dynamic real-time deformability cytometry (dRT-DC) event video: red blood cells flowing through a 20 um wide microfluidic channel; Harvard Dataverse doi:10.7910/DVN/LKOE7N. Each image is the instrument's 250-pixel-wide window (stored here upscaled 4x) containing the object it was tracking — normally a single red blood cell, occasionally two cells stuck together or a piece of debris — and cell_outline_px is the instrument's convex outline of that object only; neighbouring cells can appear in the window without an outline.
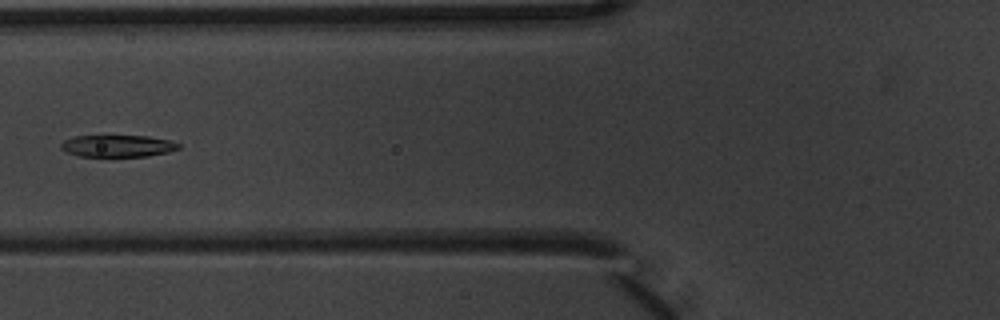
{"species": "common noctule bat (a hibernating species)", "species_latin": "Nyctalus noctula", "temperature_condition": "warm", "stored_images_in_passage": 3, "camera_frame_rate_fps": 3000, "um_per_image_px": 0.085, "animal": {"sex": "male", "body_mass_g": 20.1, "forearm_length_mm": 53.5}, "frame": {"image": 1, "passage_image": 3, "time_ms": 0.667, "image_size_px": [1000, 320], "cell_outline_px": [[180, 148], [168, 152], [148, 156], [80, 156], [68, 152], [60, 148], [60, 144], [64, 140], [76, 136], [148, 136], [168, 140], [180, 144]], "centroid_in_image_um": [10.01, 12.4], "position_along_channel_um": 115.8, "area_um2": 14.85}}